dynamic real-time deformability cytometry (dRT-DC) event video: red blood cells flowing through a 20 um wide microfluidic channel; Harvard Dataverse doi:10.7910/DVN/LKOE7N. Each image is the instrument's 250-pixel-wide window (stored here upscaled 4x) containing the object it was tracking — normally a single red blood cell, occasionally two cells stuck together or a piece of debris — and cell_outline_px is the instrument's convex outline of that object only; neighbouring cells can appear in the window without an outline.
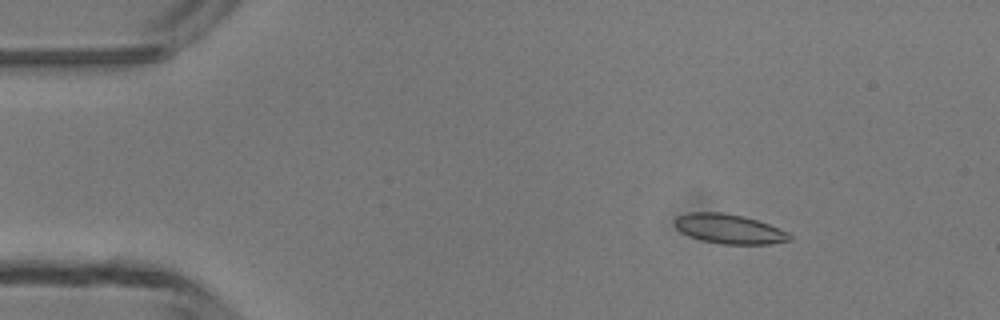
{"species": "common noctule bat (a hibernating species)", "species_latin": "Nyctalus noctula", "temperature_condition": "room temperature", "stored_images_in_passage": 4, "camera_frame_rate_fps": 3000, "um_per_image_px": 0.085, "animal": {"sex": "male", "body_mass_g": 13.3}, "frame": {"image": 1, "passage_image": 2, "time_ms": 1.333, "image_size_px": [1000, 320], "cell_outline_px": [[792, 240], [768, 244], [720, 244], [700, 240], [688, 236], [680, 232], [676, 228], [676, 216], [688, 212], [720, 212], [744, 216], [768, 224], [788, 232], [792, 236]], "centroid_in_image_um": [61.96, 19.46], "position_along_channel_um": 23.0, "area_um2": 19.83}}